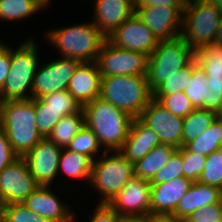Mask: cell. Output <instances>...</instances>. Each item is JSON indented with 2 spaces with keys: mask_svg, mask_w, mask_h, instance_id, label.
<instances>
[{
  "mask_svg": "<svg viewBox=\"0 0 222 222\" xmlns=\"http://www.w3.org/2000/svg\"><path fill=\"white\" fill-rule=\"evenodd\" d=\"M0 127L13 151L24 157L43 139L36 127L35 98L0 102Z\"/></svg>",
  "mask_w": 222,
  "mask_h": 222,
  "instance_id": "6da1fadb",
  "label": "cell"
},
{
  "mask_svg": "<svg viewBox=\"0 0 222 222\" xmlns=\"http://www.w3.org/2000/svg\"><path fill=\"white\" fill-rule=\"evenodd\" d=\"M82 109L85 125L97 136L104 151H120L134 118L100 97Z\"/></svg>",
  "mask_w": 222,
  "mask_h": 222,
  "instance_id": "7a4b0ae2",
  "label": "cell"
},
{
  "mask_svg": "<svg viewBox=\"0 0 222 222\" xmlns=\"http://www.w3.org/2000/svg\"><path fill=\"white\" fill-rule=\"evenodd\" d=\"M100 98L123 110L132 118H139L153 99L146 75L102 76Z\"/></svg>",
  "mask_w": 222,
  "mask_h": 222,
  "instance_id": "3957f363",
  "label": "cell"
},
{
  "mask_svg": "<svg viewBox=\"0 0 222 222\" xmlns=\"http://www.w3.org/2000/svg\"><path fill=\"white\" fill-rule=\"evenodd\" d=\"M46 36L60 50L61 57L80 62H96L107 39L93 22L50 30Z\"/></svg>",
  "mask_w": 222,
  "mask_h": 222,
  "instance_id": "277c9868",
  "label": "cell"
},
{
  "mask_svg": "<svg viewBox=\"0 0 222 222\" xmlns=\"http://www.w3.org/2000/svg\"><path fill=\"white\" fill-rule=\"evenodd\" d=\"M37 49L32 38L21 43L15 51L10 47L11 66L3 88L0 90V102L32 98L33 79L39 68ZM28 91L30 95H26Z\"/></svg>",
  "mask_w": 222,
  "mask_h": 222,
  "instance_id": "5b68a950",
  "label": "cell"
},
{
  "mask_svg": "<svg viewBox=\"0 0 222 222\" xmlns=\"http://www.w3.org/2000/svg\"><path fill=\"white\" fill-rule=\"evenodd\" d=\"M222 14L211 0H187L181 37L195 52L213 44Z\"/></svg>",
  "mask_w": 222,
  "mask_h": 222,
  "instance_id": "8992f818",
  "label": "cell"
},
{
  "mask_svg": "<svg viewBox=\"0 0 222 222\" xmlns=\"http://www.w3.org/2000/svg\"><path fill=\"white\" fill-rule=\"evenodd\" d=\"M194 59L195 51L181 36L173 40L159 41L156 49L148 57L146 77L150 90L154 92Z\"/></svg>",
  "mask_w": 222,
  "mask_h": 222,
  "instance_id": "52a82bcc",
  "label": "cell"
},
{
  "mask_svg": "<svg viewBox=\"0 0 222 222\" xmlns=\"http://www.w3.org/2000/svg\"><path fill=\"white\" fill-rule=\"evenodd\" d=\"M107 154L103 151V158L93 161L89 180L100 192V203H108L135 176L133 163L120 151Z\"/></svg>",
  "mask_w": 222,
  "mask_h": 222,
  "instance_id": "ba28073f",
  "label": "cell"
},
{
  "mask_svg": "<svg viewBox=\"0 0 222 222\" xmlns=\"http://www.w3.org/2000/svg\"><path fill=\"white\" fill-rule=\"evenodd\" d=\"M147 63V55L119 48L108 39L105 40L96 59L101 76L146 75Z\"/></svg>",
  "mask_w": 222,
  "mask_h": 222,
  "instance_id": "9c48e42d",
  "label": "cell"
},
{
  "mask_svg": "<svg viewBox=\"0 0 222 222\" xmlns=\"http://www.w3.org/2000/svg\"><path fill=\"white\" fill-rule=\"evenodd\" d=\"M23 157H19L0 173V206L23 203L38 187Z\"/></svg>",
  "mask_w": 222,
  "mask_h": 222,
  "instance_id": "30bf717a",
  "label": "cell"
},
{
  "mask_svg": "<svg viewBox=\"0 0 222 222\" xmlns=\"http://www.w3.org/2000/svg\"><path fill=\"white\" fill-rule=\"evenodd\" d=\"M184 8L166 5L135 7V14L152 30L158 41H166L180 37Z\"/></svg>",
  "mask_w": 222,
  "mask_h": 222,
  "instance_id": "8fae6325",
  "label": "cell"
},
{
  "mask_svg": "<svg viewBox=\"0 0 222 222\" xmlns=\"http://www.w3.org/2000/svg\"><path fill=\"white\" fill-rule=\"evenodd\" d=\"M139 119L158 135L161 143L176 149L182 147L183 118L173 115L154 98L142 110Z\"/></svg>",
  "mask_w": 222,
  "mask_h": 222,
  "instance_id": "7c38bea8",
  "label": "cell"
},
{
  "mask_svg": "<svg viewBox=\"0 0 222 222\" xmlns=\"http://www.w3.org/2000/svg\"><path fill=\"white\" fill-rule=\"evenodd\" d=\"M80 63L77 59L65 58L46 63L36 70L32 98H41L53 92L67 90L69 81Z\"/></svg>",
  "mask_w": 222,
  "mask_h": 222,
  "instance_id": "4fadbf2b",
  "label": "cell"
},
{
  "mask_svg": "<svg viewBox=\"0 0 222 222\" xmlns=\"http://www.w3.org/2000/svg\"><path fill=\"white\" fill-rule=\"evenodd\" d=\"M107 39L119 48L141 52L148 57L159 42L152 30L136 14L121 24Z\"/></svg>",
  "mask_w": 222,
  "mask_h": 222,
  "instance_id": "5bb4252c",
  "label": "cell"
},
{
  "mask_svg": "<svg viewBox=\"0 0 222 222\" xmlns=\"http://www.w3.org/2000/svg\"><path fill=\"white\" fill-rule=\"evenodd\" d=\"M150 192V182L134 176L108 204L123 218L147 216L150 215Z\"/></svg>",
  "mask_w": 222,
  "mask_h": 222,
  "instance_id": "9a60e30c",
  "label": "cell"
},
{
  "mask_svg": "<svg viewBox=\"0 0 222 222\" xmlns=\"http://www.w3.org/2000/svg\"><path fill=\"white\" fill-rule=\"evenodd\" d=\"M61 150V147L43 138L23 157L39 186H51L58 176Z\"/></svg>",
  "mask_w": 222,
  "mask_h": 222,
  "instance_id": "2e32d148",
  "label": "cell"
},
{
  "mask_svg": "<svg viewBox=\"0 0 222 222\" xmlns=\"http://www.w3.org/2000/svg\"><path fill=\"white\" fill-rule=\"evenodd\" d=\"M195 60L208 77L209 110L222 104V47L209 44L195 52Z\"/></svg>",
  "mask_w": 222,
  "mask_h": 222,
  "instance_id": "e0dca14e",
  "label": "cell"
},
{
  "mask_svg": "<svg viewBox=\"0 0 222 222\" xmlns=\"http://www.w3.org/2000/svg\"><path fill=\"white\" fill-rule=\"evenodd\" d=\"M192 184L190 179L177 177L162 184L151 185L150 215L172 216Z\"/></svg>",
  "mask_w": 222,
  "mask_h": 222,
  "instance_id": "ac0fdd59",
  "label": "cell"
},
{
  "mask_svg": "<svg viewBox=\"0 0 222 222\" xmlns=\"http://www.w3.org/2000/svg\"><path fill=\"white\" fill-rule=\"evenodd\" d=\"M101 78L96 62H80L69 81L67 90L83 107L100 97Z\"/></svg>",
  "mask_w": 222,
  "mask_h": 222,
  "instance_id": "d6986e66",
  "label": "cell"
},
{
  "mask_svg": "<svg viewBox=\"0 0 222 222\" xmlns=\"http://www.w3.org/2000/svg\"><path fill=\"white\" fill-rule=\"evenodd\" d=\"M57 198L50 186H38L23 203L49 222H73L74 213Z\"/></svg>",
  "mask_w": 222,
  "mask_h": 222,
  "instance_id": "ffe728a7",
  "label": "cell"
},
{
  "mask_svg": "<svg viewBox=\"0 0 222 222\" xmlns=\"http://www.w3.org/2000/svg\"><path fill=\"white\" fill-rule=\"evenodd\" d=\"M95 16L92 21L106 37L128 18L135 14V6L130 0H95Z\"/></svg>",
  "mask_w": 222,
  "mask_h": 222,
  "instance_id": "44dd1931",
  "label": "cell"
},
{
  "mask_svg": "<svg viewBox=\"0 0 222 222\" xmlns=\"http://www.w3.org/2000/svg\"><path fill=\"white\" fill-rule=\"evenodd\" d=\"M159 144L158 135L139 118H134L120 152L134 164Z\"/></svg>",
  "mask_w": 222,
  "mask_h": 222,
  "instance_id": "7402d4cb",
  "label": "cell"
},
{
  "mask_svg": "<svg viewBox=\"0 0 222 222\" xmlns=\"http://www.w3.org/2000/svg\"><path fill=\"white\" fill-rule=\"evenodd\" d=\"M222 200L221 191L217 187L193 182L190 189L180 199L174 214L177 221L183 222L190 214L208 204H216Z\"/></svg>",
  "mask_w": 222,
  "mask_h": 222,
  "instance_id": "603a6c76",
  "label": "cell"
},
{
  "mask_svg": "<svg viewBox=\"0 0 222 222\" xmlns=\"http://www.w3.org/2000/svg\"><path fill=\"white\" fill-rule=\"evenodd\" d=\"M177 149L161 143L154 147L145 157L133 164L135 177L151 181L155 174L166 165Z\"/></svg>",
  "mask_w": 222,
  "mask_h": 222,
  "instance_id": "cb8c5ba5",
  "label": "cell"
},
{
  "mask_svg": "<svg viewBox=\"0 0 222 222\" xmlns=\"http://www.w3.org/2000/svg\"><path fill=\"white\" fill-rule=\"evenodd\" d=\"M208 77L205 71L194 59L192 61V75L188 80L184 90L185 95L191 101L194 109L209 110V88Z\"/></svg>",
  "mask_w": 222,
  "mask_h": 222,
  "instance_id": "d4e9b609",
  "label": "cell"
},
{
  "mask_svg": "<svg viewBox=\"0 0 222 222\" xmlns=\"http://www.w3.org/2000/svg\"><path fill=\"white\" fill-rule=\"evenodd\" d=\"M85 126V115L83 109L64 116L53 128L47 139L61 148H67L70 141Z\"/></svg>",
  "mask_w": 222,
  "mask_h": 222,
  "instance_id": "484cf974",
  "label": "cell"
},
{
  "mask_svg": "<svg viewBox=\"0 0 222 222\" xmlns=\"http://www.w3.org/2000/svg\"><path fill=\"white\" fill-rule=\"evenodd\" d=\"M92 166L93 160L89 156L62 148L58 173L61 171L71 178H85L89 182Z\"/></svg>",
  "mask_w": 222,
  "mask_h": 222,
  "instance_id": "4316f807",
  "label": "cell"
},
{
  "mask_svg": "<svg viewBox=\"0 0 222 222\" xmlns=\"http://www.w3.org/2000/svg\"><path fill=\"white\" fill-rule=\"evenodd\" d=\"M215 120V112L207 109H194L183 118L182 147L201 135Z\"/></svg>",
  "mask_w": 222,
  "mask_h": 222,
  "instance_id": "83f0119b",
  "label": "cell"
},
{
  "mask_svg": "<svg viewBox=\"0 0 222 222\" xmlns=\"http://www.w3.org/2000/svg\"><path fill=\"white\" fill-rule=\"evenodd\" d=\"M222 145V123L214 120L212 124L196 139L191 140L185 146L192 152L208 156L219 150Z\"/></svg>",
  "mask_w": 222,
  "mask_h": 222,
  "instance_id": "f1b7e54d",
  "label": "cell"
},
{
  "mask_svg": "<svg viewBox=\"0 0 222 222\" xmlns=\"http://www.w3.org/2000/svg\"><path fill=\"white\" fill-rule=\"evenodd\" d=\"M44 7L39 0H0V19L20 21L31 17Z\"/></svg>",
  "mask_w": 222,
  "mask_h": 222,
  "instance_id": "f546056e",
  "label": "cell"
},
{
  "mask_svg": "<svg viewBox=\"0 0 222 222\" xmlns=\"http://www.w3.org/2000/svg\"><path fill=\"white\" fill-rule=\"evenodd\" d=\"M36 127L43 138H47L54 126L64 117V110L46 107L41 98H35Z\"/></svg>",
  "mask_w": 222,
  "mask_h": 222,
  "instance_id": "4dcf8cb0",
  "label": "cell"
},
{
  "mask_svg": "<svg viewBox=\"0 0 222 222\" xmlns=\"http://www.w3.org/2000/svg\"><path fill=\"white\" fill-rule=\"evenodd\" d=\"M0 222H49L31 211L24 203H9L0 206Z\"/></svg>",
  "mask_w": 222,
  "mask_h": 222,
  "instance_id": "1f68e13d",
  "label": "cell"
},
{
  "mask_svg": "<svg viewBox=\"0 0 222 222\" xmlns=\"http://www.w3.org/2000/svg\"><path fill=\"white\" fill-rule=\"evenodd\" d=\"M153 98L175 116L184 118L194 110L184 91L176 94H153Z\"/></svg>",
  "mask_w": 222,
  "mask_h": 222,
  "instance_id": "d6a6232c",
  "label": "cell"
},
{
  "mask_svg": "<svg viewBox=\"0 0 222 222\" xmlns=\"http://www.w3.org/2000/svg\"><path fill=\"white\" fill-rule=\"evenodd\" d=\"M101 145L94 132L86 125L70 141L66 149L89 156L93 161V155L99 151Z\"/></svg>",
  "mask_w": 222,
  "mask_h": 222,
  "instance_id": "836d02e7",
  "label": "cell"
},
{
  "mask_svg": "<svg viewBox=\"0 0 222 222\" xmlns=\"http://www.w3.org/2000/svg\"><path fill=\"white\" fill-rule=\"evenodd\" d=\"M198 182L221 189L222 186V151L216 150L206 158L204 169Z\"/></svg>",
  "mask_w": 222,
  "mask_h": 222,
  "instance_id": "e575fe53",
  "label": "cell"
},
{
  "mask_svg": "<svg viewBox=\"0 0 222 222\" xmlns=\"http://www.w3.org/2000/svg\"><path fill=\"white\" fill-rule=\"evenodd\" d=\"M41 99L46 103V107L54 110H64V116L74 114L82 109L68 90L44 95Z\"/></svg>",
  "mask_w": 222,
  "mask_h": 222,
  "instance_id": "d590c367",
  "label": "cell"
},
{
  "mask_svg": "<svg viewBox=\"0 0 222 222\" xmlns=\"http://www.w3.org/2000/svg\"><path fill=\"white\" fill-rule=\"evenodd\" d=\"M177 177H183L182 147L172 154L166 165L155 174L150 184H162Z\"/></svg>",
  "mask_w": 222,
  "mask_h": 222,
  "instance_id": "8d00e7d4",
  "label": "cell"
},
{
  "mask_svg": "<svg viewBox=\"0 0 222 222\" xmlns=\"http://www.w3.org/2000/svg\"><path fill=\"white\" fill-rule=\"evenodd\" d=\"M207 156L199 155L190 151L186 146L182 147V161H183V177L190 179L193 182L198 181Z\"/></svg>",
  "mask_w": 222,
  "mask_h": 222,
  "instance_id": "74e56055",
  "label": "cell"
},
{
  "mask_svg": "<svg viewBox=\"0 0 222 222\" xmlns=\"http://www.w3.org/2000/svg\"><path fill=\"white\" fill-rule=\"evenodd\" d=\"M192 75V62L178 70L170 79L163 82L153 94H176L185 90L188 80Z\"/></svg>",
  "mask_w": 222,
  "mask_h": 222,
  "instance_id": "f35d334b",
  "label": "cell"
},
{
  "mask_svg": "<svg viewBox=\"0 0 222 222\" xmlns=\"http://www.w3.org/2000/svg\"><path fill=\"white\" fill-rule=\"evenodd\" d=\"M183 222H222V200L197 209Z\"/></svg>",
  "mask_w": 222,
  "mask_h": 222,
  "instance_id": "ab89813d",
  "label": "cell"
},
{
  "mask_svg": "<svg viewBox=\"0 0 222 222\" xmlns=\"http://www.w3.org/2000/svg\"><path fill=\"white\" fill-rule=\"evenodd\" d=\"M18 158L11 148L6 132L0 127V173Z\"/></svg>",
  "mask_w": 222,
  "mask_h": 222,
  "instance_id": "60d3db41",
  "label": "cell"
},
{
  "mask_svg": "<svg viewBox=\"0 0 222 222\" xmlns=\"http://www.w3.org/2000/svg\"><path fill=\"white\" fill-rule=\"evenodd\" d=\"M122 218L108 203H99L90 222H121Z\"/></svg>",
  "mask_w": 222,
  "mask_h": 222,
  "instance_id": "b9f144b4",
  "label": "cell"
},
{
  "mask_svg": "<svg viewBox=\"0 0 222 222\" xmlns=\"http://www.w3.org/2000/svg\"><path fill=\"white\" fill-rule=\"evenodd\" d=\"M10 66V47L0 42V90L3 88Z\"/></svg>",
  "mask_w": 222,
  "mask_h": 222,
  "instance_id": "7bdbcfd3",
  "label": "cell"
},
{
  "mask_svg": "<svg viewBox=\"0 0 222 222\" xmlns=\"http://www.w3.org/2000/svg\"><path fill=\"white\" fill-rule=\"evenodd\" d=\"M187 0H140L135 7L185 6Z\"/></svg>",
  "mask_w": 222,
  "mask_h": 222,
  "instance_id": "ee69618b",
  "label": "cell"
},
{
  "mask_svg": "<svg viewBox=\"0 0 222 222\" xmlns=\"http://www.w3.org/2000/svg\"><path fill=\"white\" fill-rule=\"evenodd\" d=\"M150 222H180V221H177L173 216L150 215Z\"/></svg>",
  "mask_w": 222,
  "mask_h": 222,
  "instance_id": "f6af8a7d",
  "label": "cell"
},
{
  "mask_svg": "<svg viewBox=\"0 0 222 222\" xmlns=\"http://www.w3.org/2000/svg\"><path fill=\"white\" fill-rule=\"evenodd\" d=\"M121 222H150V215L147 216H135L124 217Z\"/></svg>",
  "mask_w": 222,
  "mask_h": 222,
  "instance_id": "bcb514c9",
  "label": "cell"
},
{
  "mask_svg": "<svg viewBox=\"0 0 222 222\" xmlns=\"http://www.w3.org/2000/svg\"><path fill=\"white\" fill-rule=\"evenodd\" d=\"M213 44L222 47V17Z\"/></svg>",
  "mask_w": 222,
  "mask_h": 222,
  "instance_id": "7dc6e473",
  "label": "cell"
},
{
  "mask_svg": "<svg viewBox=\"0 0 222 222\" xmlns=\"http://www.w3.org/2000/svg\"><path fill=\"white\" fill-rule=\"evenodd\" d=\"M215 119L222 123V104L220 107L215 111Z\"/></svg>",
  "mask_w": 222,
  "mask_h": 222,
  "instance_id": "c3c4849f",
  "label": "cell"
},
{
  "mask_svg": "<svg viewBox=\"0 0 222 222\" xmlns=\"http://www.w3.org/2000/svg\"><path fill=\"white\" fill-rule=\"evenodd\" d=\"M211 2L215 5V7L220 11L222 14V0H211Z\"/></svg>",
  "mask_w": 222,
  "mask_h": 222,
  "instance_id": "681fc988",
  "label": "cell"
},
{
  "mask_svg": "<svg viewBox=\"0 0 222 222\" xmlns=\"http://www.w3.org/2000/svg\"><path fill=\"white\" fill-rule=\"evenodd\" d=\"M44 6H46L48 4V2H50V0H39Z\"/></svg>",
  "mask_w": 222,
  "mask_h": 222,
  "instance_id": "f907efd6",
  "label": "cell"
},
{
  "mask_svg": "<svg viewBox=\"0 0 222 222\" xmlns=\"http://www.w3.org/2000/svg\"><path fill=\"white\" fill-rule=\"evenodd\" d=\"M134 5H137L140 0H130Z\"/></svg>",
  "mask_w": 222,
  "mask_h": 222,
  "instance_id": "816d5d0a",
  "label": "cell"
}]
</instances>
